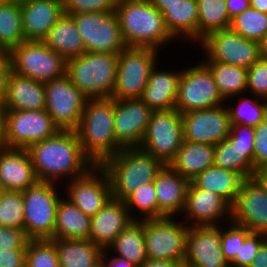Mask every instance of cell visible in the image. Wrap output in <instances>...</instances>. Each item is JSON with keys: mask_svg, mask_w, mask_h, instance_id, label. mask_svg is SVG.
I'll return each instance as SVG.
<instances>
[{"mask_svg": "<svg viewBox=\"0 0 267 267\" xmlns=\"http://www.w3.org/2000/svg\"><path fill=\"white\" fill-rule=\"evenodd\" d=\"M37 182L27 149L8 147L0 149V185L4 190L24 191Z\"/></svg>", "mask_w": 267, "mask_h": 267, "instance_id": "cell-25", "label": "cell"}, {"mask_svg": "<svg viewBox=\"0 0 267 267\" xmlns=\"http://www.w3.org/2000/svg\"><path fill=\"white\" fill-rule=\"evenodd\" d=\"M59 130L45 109L4 110L5 147L27 149L33 143L54 136Z\"/></svg>", "mask_w": 267, "mask_h": 267, "instance_id": "cell-13", "label": "cell"}, {"mask_svg": "<svg viewBox=\"0 0 267 267\" xmlns=\"http://www.w3.org/2000/svg\"><path fill=\"white\" fill-rule=\"evenodd\" d=\"M20 8L26 41H42L64 14L63 0H27Z\"/></svg>", "mask_w": 267, "mask_h": 267, "instance_id": "cell-22", "label": "cell"}, {"mask_svg": "<svg viewBox=\"0 0 267 267\" xmlns=\"http://www.w3.org/2000/svg\"><path fill=\"white\" fill-rule=\"evenodd\" d=\"M185 262L205 267H231L221 251L220 225L189 226Z\"/></svg>", "mask_w": 267, "mask_h": 267, "instance_id": "cell-20", "label": "cell"}, {"mask_svg": "<svg viewBox=\"0 0 267 267\" xmlns=\"http://www.w3.org/2000/svg\"><path fill=\"white\" fill-rule=\"evenodd\" d=\"M174 217L144 220V238L148 259L185 261L186 234L189 226Z\"/></svg>", "mask_w": 267, "mask_h": 267, "instance_id": "cell-12", "label": "cell"}, {"mask_svg": "<svg viewBox=\"0 0 267 267\" xmlns=\"http://www.w3.org/2000/svg\"><path fill=\"white\" fill-rule=\"evenodd\" d=\"M45 110L60 130L75 131L79 125L87 98L67 74L45 82Z\"/></svg>", "mask_w": 267, "mask_h": 267, "instance_id": "cell-14", "label": "cell"}, {"mask_svg": "<svg viewBox=\"0 0 267 267\" xmlns=\"http://www.w3.org/2000/svg\"><path fill=\"white\" fill-rule=\"evenodd\" d=\"M5 2H7L6 0H0V4H4Z\"/></svg>", "mask_w": 267, "mask_h": 267, "instance_id": "cell-65", "label": "cell"}, {"mask_svg": "<svg viewBox=\"0 0 267 267\" xmlns=\"http://www.w3.org/2000/svg\"><path fill=\"white\" fill-rule=\"evenodd\" d=\"M119 257L128 260L136 267H140L148 260L144 238V220H133L116 237L107 248Z\"/></svg>", "mask_w": 267, "mask_h": 267, "instance_id": "cell-33", "label": "cell"}, {"mask_svg": "<svg viewBox=\"0 0 267 267\" xmlns=\"http://www.w3.org/2000/svg\"><path fill=\"white\" fill-rule=\"evenodd\" d=\"M25 267H60L55 243L51 239L29 240Z\"/></svg>", "mask_w": 267, "mask_h": 267, "instance_id": "cell-43", "label": "cell"}, {"mask_svg": "<svg viewBox=\"0 0 267 267\" xmlns=\"http://www.w3.org/2000/svg\"><path fill=\"white\" fill-rule=\"evenodd\" d=\"M26 249L0 250V267H25Z\"/></svg>", "mask_w": 267, "mask_h": 267, "instance_id": "cell-51", "label": "cell"}, {"mask_svg": "<svg viewBox=\"0 0 267 267\" xmlns=\"http://www.w3.org/2000/svg\"><path fill=\"white\" fill-rule=\"evenodd\" d=\"M249 267H267V239L263 242Z\"/></svg>", "mask_w": 267, "mask_h": 267, "instance_id": "cell-55", "label": "cell"}, {"mask_svg": "<svg viewBox=\"0 0 267 267\" xmlns=\"http://www.w3.org/2000/svg\"><path fill=\"white\" fill-rule=\"evenodd\" d=\"M133 220H147L158 218V204L155 193L154 181L144 183L124 200ZM138 210L143 217L137 218L133 210ZM133 212V213H132Z\"/></svg>", "mask_w": 267, "mask_h": 267, "instance_id": "cell-41", "label": "cell"}, {"mask_svg": "<svg viewBox=\"0 0 267 267\" xmlns=\"http://www.w3.org/2000/svg\"><path fill=\"white\" fill-rule=\"evenodd\" d=\"M162 14L167 10V6L175 5L181 0H149Z\"/></svg>", "mask_w": 267, "mask_h": 267, "instance_id": "cell-57", "label": "cell"}, {"mask_svg": "<svg viewBox=\"0 0 267 267\" xmlns=\"http://www.w3.org/2000/svg\"><path fill=\"white\" fill-rule=\"evenodd\" d=\"M75 131L82 151L94 165L123 148L115 137L113 98L88 99Z\"/></svg>", "mask_w": 267, "mask_h": 267, "instance_id": "cell-2", "label": "cell"}, {"mask_svg": "<svg viewBox=\"0 0 267 267\" xmlns=\"http://www.w3.org/2000/svg\"><path fill=\"white\" fill-rule=\"evenodd\" d=\"M230 29L246 39L259 42L267 34V14L250 6L231 20Z\"/></svg>", "mask_w": 267, "mask_h": 267, "instance_id": "cell-40", "label": "cell"}, {"mask_svg": "<svg viewBox=\"0 0 267 267\" xmlns=\"http://www.w3.org/2000/svg\"><path fill=\"white\" fill-rule=\"evenodd\" d=\"M154 111L140 98L114 99V132L122 147H139Z\"/></svg>", "mask_w": 267, "mask_h": 267, "instance_id": "cell-19", "label": "cell"}, {"mask_svg": "<svg viewBox=\"0 0 267 267\" xmlns=\"http://www.w3.org/2000/svg\"><path fill=\"white\" fill-rule=\"evenodd\" d=\"M266 239L267 234L251 232L240 245L239 253L236 254L230 266L249 267Z\"/></svg>", "mask_w": 267, "mask_h": 267, "instance_id": "cell-46", "label": "cell"}, {"mask_svg": "<svg viewBox=\"0 0 267 267\" xmlns=\"http://www.w3.org/2000/svg\"><path fill=\"white\" fill-rule=\"evenodd\" d=\"M100 166L109 178L112 197L124 201L144 183L153 182L164 164L139 147H123Z\"/></svg>", "mask_w": 267, "mask_h": 267, "instance_id": "cell-4", "label": "cell"}, {"mask_svg": "<svg viewBox=\"0 0 267 267\" xmlns=\"http://www.w3.org/2000/svg\"><path fill=\"white\" fill-rule=\"evenodd\" d=\"M183 141L181 113L175 108L154 111L139 148L169 165Z\"/></svg>", "mask_w": 267, "mask_h": 267, "instance_id": "cell-9", "label": "cell"}, {"mask_svg": "<svg viewBox=\"0 0 267 267\" xmlns=\"http://www.w3.org/2000/svg\"><path fill=\"white\" fill-rule=\"evenodd\" d=\"M28 241L24 229L0 227V250L26 249Z\"/></svg>", "mask_w": 267, "mask_h": 267, "instance_id": "cell-49", "label": "cell"}, {"mask_svg": "<svg viewBox=\"0 0 267 267\" xmlns=\"http://www.w3.org/2000/svg\"><path fill=\"white\" fill-rule=\"evenodd\" d=\"M182 213L189 219L184 220L188 226L220 225L223 218L228 217L225 220L230 222L231 205L217 193L197 188L190 181Z\"/></svg>", "mask_w": 267, "mask_h": 267, "instance_id": "cell-21", "label": "cell"}, {"mask_svg": "<svg viewBox=\"0 0 267 267\" xmlns=\"http://www.w3.org/2000/svg\"><path fill=\"white\" fill-rule=\"evenodd\" d=\"M5 147L4 140V108L0 104V149Z\"/></svg>", "mask_w": 267, "mask_h": 267, "instance_id": "cell-60", "label": "cell"}, {"mask_svg": "<svg viewBox=\"0 0 267 267\" xmlns=\"http://www.w3.org/2000/svg\"><path fill=\"white\" fill-rule=\"evenodd\" d=\"M215 145L183 141L176 157L169 164L176 172L191 181L214 165Z\"/></svg>", "mask_w": 267, "mask_h": 267, "instance_id": "cell-28", "label": "cell"}, {"mask_svg": "<svg viewBox=\"0 0 267 267\" xmlns=\"http://www.w3.org/2000/svg\"><path fill=\"white\" fill-rule=\"evenodd\" d=\"M2 106L4 110L45 109L44 83L11 71Z\"/></svg>", "mask_w": 267, "mask_h": 267, "instance_id": "cell-26", "label": "cell"}, {"mask_svg": "<svg viewBox=\"0 0 267 267\" xmlns=\"http://www.w3.org/2000/svg\"><path fill=\"white\" fill-rule=\"evenodd\" d=\"M163 19L166 29L175 40L184 37L187 41L198 43L197 0H181L175 5L167 6Z\"/></svg>", "mask_w": 267, "mask_h": 267, "instance_id": "cell-29", "label": "cell"}, {"mask_svg": "<svg viewBox=\"0 0 267 267\" xmlns=\"http://www.w3.org/2000/svg\"><path fill=\"white\" fill-rule=\"evenodd\" d=\"M203 63L209 68L220 94L226 101L237 95L246 94V68L217 61H204Z\"/></svg>", "mask_w": 267, "mask_h": 267, "instance_id": "cell-36", "label": "cell"}, {"mask_svg": "<svg viewBox=\"0 0 267 267\" xmlns=\"http://www.w3.org/2000/svg\"><path fill=\"white\" fill-rule=\"evenodd\" d=\"M6 1H8V2H15V3L21 4V3L26 2L27 0H6Z\"/></svg>", "mask_w": 267, "mask_h": 267, "instance_id": "cell-63", "label": "cell"}, {"mask_svg": "<svg viewBox=\"0 0 267 267\" xmlns=\"http://www.w3.org/2000/svg\"><path fill=\"white\" fill-rule=\"evenodd\" d=\"M55 182L38 181L22 191L24 231L29 240H53L57 207L61 197Z\"/></svg>", "mask_w": 267, "mask_h": 267, "instance_id": "cell-6", "label": "cell"}, {"mask_svg": "<svg viewBox=\"0 0 267 267\" xmlns=\"http://www.w3.org/2000/svg\"><path fill=\"white\" fill-rule=\"evenodd\" d=\"M31 157L38 181L58 182L85 175L94 163L84 154L76 131L59 130L54 136L31 144Z\"/></svg>", "mask_w": 267, "mask_h": 267, "instance_id": "cell-1", "label": "cell"}, {"mask_svg": "<svg viewBox=\"0 0 267 267\" xmlns=\"http://www.w3.org/2000/svg\"><path fill=\"white\" fill-rule=\"evenodd\" d=\"M60 267H98L103 249L89 239H53Z\"/></svg>", "mask_w": 267, "mask_h": 267, "instance_id": "cell-30", "label": "cell"}, {"mask_svg": "<svg viewBox=\"0 0 267 267\" xmlns=\"http://www.w3.org/2000/svg\"><path fill=\"white\" fill-rule=\"evenodd\" d=\"M238 100L240 102H237L235 108L227 107L230 124H242L256 127L267 117V100L254 95L248 98L243 96Z\"/></svg>", "mask_w": 267, "mask_h": 267, "instance_id": "cell-39", "label": "cell"}, {"mask_svg": "<svg viewBox=\"0 0 267 267\" xmlns=\"http://www.w3.org/2000/svg\"><path fill=\"white\" fill-rule=\"evenodd\" d=\"M118 0H63L66 15L88 12H113Z\"/></svg>", "mask_w": 267, "mask_h": 267, "instance_id": "cell-47", "label": "cell"}, {"mask_svg": "<svg viewBox=\"0 0 267 267\" xmlns=\"http://www.w3.org/2000/svg\"><path fill=\"white\" fill-rule=\"evenodd\" d=\"M228 225H230L229 228L225 230L221 227V251L230 264L251 231L233 222H229Z\"/></svg>", "mask_w": 267, "mask_h": 267, "instance_id": "cell-44", "label": "cell"}, {"mask_svg": "<svg viewBox=\"0 0 267 267\" xmlns=\"http://www.w3.org/2000/svg\"><path fill=\"white\" fill-rule=\"evenodd\" d=\"M11 70L39 82L66 74V59L42 41H25L8 52Z\"/></svg>", "mask_w": 267, "mask_h": 267, "instance_id": "cell-8", "label": "cell"}, {"mask_svg": "<svg viewBox=\"0 0 267 267\" xmlns=\"http://www.w3.org/2000/svg\"><path fill=\"white\" fill-rule=\"evenodd\" d=\"M117 64L118 54L85 52L66 60V74L87 98H111Z\"/></svg>", "mask_w": 267, "mask_h": 267, "instance_id": "cell-5", "label": "cell"}, {"mask_svg": "<svg viewBox=\"0 0 267 267\" xmlns=\"http://www.w3.org/2000/svg\"><path fill=\"white\" fill-rule=\"evenodd\" d=\"M254 168L255 172L267 167V117L254 127Z\"/></svg>", "mask_w": 267, "mask_h": 267, "instance_id": "cell-48", "label": "cell"}, {"mask_svg": "<svg viewBox=\"0 0 267 267\" xmlns=\"http://www.w3.org/2000/svg\"><path fill=\"white\" fill-rule=\"evenodd\" d=\"M260 58L267 60V34L259 41Z\"/></svg>", "mask_w": 267, "mask_h": 267, "instance_id": "cell-61", "label": "cell"}, {"mask_svg": "<svg viewBox=\"0 0 267 267\" xmlns=\"http://www.w3.org/2000/svg\"><path fill=\"white\" fill-rule=\"evenodd\" d=\"M243 180L237 173L213 165L199 173L191 182L197 188L217 193L232 205Z\"/></svg>", "mask_w": 267, "mask_h": 267, "instance_id": "cell-34", "label": "cell"}, {"mask_svg": "<svg viewBox=\"0 0 267 267\" xmlns=\"http://www.w3.org/2000/svg\"><path fill=\"white\" fill-rule=\"evenodd\" d=\"M230 221L251 232L267 234V194L254 177L241 183L231 205Z\"/></svg>", "mask_w": 267, "mask_h": 267, "instance_id": "cell-18", "label": "cell"}, {"mask_svg": "<svg viewBox=\"0 0 267 267\" xmlns=\"http://www.w3.org/2000/svg\"><path fill=\"white\" fill-rule=\"evenodd\" d=\"M42 42L66 60L86 52L74 19L66 14L50 28Z\"/></svg>", "mask_w": 267, "mask_h": 267, "instance_id": "cell-31", "label": "cell"}, {"mask_svg": "<svg viewBox=\"0 0 267 267\" xmlns=\"http://www.w3.org/2000/svg\"><path fill=\"white\" fill-rule=\"evenodd\" d=\"M230 20L250 7V0H225Z\"/></svg>", "mask_w": 267, "mask_h": 267, "instance_id": "cell-54", "label": "cell"}, {"mask_svg": "<svg viewBox=\"0 0 267 267\" xmlns=\"http://www.w3.org/2000/svg\"><path fill=\"white\" fill-rule=\"evenodd\" d=\"M157 65L151 70L147 85L141 96L153 111L171 110L175 108L180 71L157 70Z\"/></svg>", "mask_w": 267, "mask_h": 267, "instance_id": "cell-27", "label": "cell"}, {"mask_svg": "<svg viewBox=\"0 0 267 267\" xmlns=\"http://www.w3.org/2000/svg\"><path fill=\"white\" fill-rule=\"evenodd\" d=\"M3 191H4V188L0 185V197H1L2 193H3Z\"/></svg>", "mask_w": 267, "mask_h": 267, "instance_id": "cell-64", "label": "cell"}, {"mask_svg": "<svg viewBox=\"0 0 267 267\" xmlns=\"http://www.w3.org/2000/svg\"><path fill=\"white\" fill-rule=\"evenodd\" d=\"M11 71V62L8 52H2L0 54V104L3 103L7 80Z\"/></svg>", "mask_w": 267, "mask_h": 267, "instance_id": "cell-52", "label": "cell"}, {"mask_svg": "<svg viewBox=\"0 0 267 267\" xmlns=\"http://www.w3.org/2000/svg\"><path fill=\"white\" fill-rule=\"evenodd\" d=\"M198 43L209 33L229 29L231 20L225 0H197Z\"/></svg>", "mask_w": 267, "mask_h": 267, "instance_id": "cell-38", "label": "cell"}, {"mask_svg": "<svg viewBox=\"0 0 267 267\" xmlns=\"http://www.w3.org/2000/svg\"><path fill=\"white\" fill-rule=\"evenodd\" d=\"M181 264L168 260H153L148 259L140 267H180Z\"/></svg>", "mask_w": 267, "mask_h": 267, "instance_id": "cell-56", "label": "cell"}, {"mask_svg": "<svg viewBox=\"0 0 267 267\" xmlns=\"http://www.w3.org/2000/svg\"><path fill=\"white\" fill-rule=\"evenodd\" d=\"M115 12L127 47L160 50L174 40L165 27L163 14L149 0H118Z\"/></svg>", "mask_w": 267, "mask_h": 267, "instance_id": "cell-3", "label": "cell"}, {"mask_svg": "<svg viewBox=\"0 0 267 267\" xmlns=\"http://www.w3.org/2000/svg\"><path fill=\"white\" fill-rule=\"evenodd\" d=\"M247 91L246 93L267 100V60L259 58L247 69Z\"/></svg>", "mask_w": 267, "mask_h": 267, "instance_id": "cell-45", "label": "cell"}, {"mask_svg": "<svg viewBox=\"0 0 267 267\" xmlns=\"http://www.w3.org/2000/svg\"><path fill=\"white\" fill-rule=\"evenodd\" d=\"M206 59L250 68L259 58V42L246 39L230 28L209 33L200 42Z\"/></svg>", "mask_w": 267, "mask_h": 267, "instance_id": "cell-15", "label": "cell"}, {"mask_svg": "<svg viewBox=\"0 0 267 267\" xmlns=\"http://www.w3.org/2000/svg\"><path fill=\"white\" fill-rule=\"evenodd\" d=\"M253 177L259 182L267 194V167L257 170Z\"/></svg>", "mask_w": 267, "mask_h": 267, "instance_id": "cell-58", "label": "cell"}, {"mask_svg": "<svg viewBox=\"0 0 267 267\" xmlns=\"http://www.w3.org/2000/svg\"><path fill=\"white\" fill-rule=\"evenodd\" d=\"M189 183L188 179L176 172L170 165L163 166L154 180L158 218L182 214Z\"/></svg>", "mask_w": 267, "mask_h": 267, "instance_id": "cell-24", "label": "cell"}, {"mask_svg": "<svg viewBox=\"0 0 267 267\" xmlns=\"http://www.w3.org/2000/svg\"><path fill=\"white\" fill-rule=\"evenodd\" d=\"M184 141L217 145L228 138L230 119L224 104L181 114Z\"/></svg>", "mask_w": 267, "mask_h": 267, "instance_id": "cell-16", "label": "cell"}, {"mask_svg": "<svg viewBox=\"0 0 267 267\" xmlns=\"http://www.w3.org/2000/svg\"><path fill=\"white\" fill-rule=\"evenodd\" d=\"M180 267H205L199 264H194V263H188V262H183Z\"/></svg>", "mask_w": 267, "mask_h": 267, "instance_id": "cell-62", "label": "cell"}, {"mask_svg": "<svg viewBox=\"0 0 267 267\" xmlns=\"http://www.w3.org/2000/svg\"><path fill=\"white\" fill-rule=\"evenodd\" d=\"M0 227L24 229L22 191H3L0 197Z\"/></svg>", "mask_w": 267, "mask_h": 267, "instance_id": "cell-42", "label": "cell"}, {"mask_svg": "<svg viewBox=\"0 0 267 267\" xmlns=\"http://www.w3.org/2000/svg\"><path fill=\"white\" fill-rule=\"evenodd\" d=\"M250 6L253 9L267 14V0H250Z\"/></svg>", "mask_w": 267, "mask_h": 267, "instance_id": "cell-59", "label": "cell"}, {"mask_svg": "<svg viewBox=\"0 0 267 267\" xmlns=\"http://www.w3.org/2000/svg\"><path fill=\"white\" fill-rule=\"evenodd\" d=\"M70 16L76 23L86 52L119 54L127 47L115 11L78 13Z\"/></svg>", "mask_w": 267, "mask_h": 267, "instance_id": "cell-10", "label": "cell"}, {"mask_svg": "<svg viewBox=\"0 0 267 267\" xmlns=\"http://www.w3.org/2000/svg\"><path fill=\"white\" fill-rule=\"evenodd\" d=\"M214 165L233 171L243 179L253 177L254 149H241L229 138L215 145Z\"/></svg>", "mask_w": 267, "mask_h": 267, "instance_id": "cell-35", "label": "cell"}, {"mask_svg": "<svg viewBox=\"0 0 267 267\" xmlns=\"http://www.w3.org/2000/svg\"><path fill=\"white\" fill-rule=\"evenodd\" d=\"M182 70L175 104V109L181 114L217 107L224 104V101L226 103L204 63Z\"/></svg>", "mask_w": 267, "mask_h": 267, "instance_id": "cell-11", "label": "cell"}, {"mask_svg": "<svg viewBox=\"0 0 267 267\" xmlns=\"http://www.w3.org/2000/svg\"><path fill=\"white\" fill-rule=\"evenodd\" d=\"M107 249H104L102 254H101V258H100V265L101 267H136L135 265H133L132 263H130L128 260L121 258L119 256H116L114 254L113 257H109V259L107 260L109 253Z\"/></svg>", "mask_w": 267, "mask_h": 267, "instance_id": "cell-53", "label": "cell"}, {"mask_svg": "<svg viewBox=\"0 0 267 267\" xmlns=\"http://www.w3.org/2000/svg\"><path fill=\"white\" fill-rule=\"evenodd\" d=\"M68 183L66 199L91 217L112 198L109 178L100 165L93 166L85 175Z\"/></svg>", "mask_w": 267, "mask_h": 267, "instance_id": "cell-17", "label": "cell"}, {"mask_svg": "<svg viewBox=\"0 0 267 267\" xmlns=\"http://www.w3.org/2000/svg\"><path fill=\"white\" fill-rule=\"evenodd\" d=\"M228 138L241 149H254V127L242 124H231Z\"/></svg>", "mask_w": 267, "mask_h": 267, "instance_id": "cell-50", "label": "cell"}, {"mask_svg": "<svg viewBox=\"0 0 267 267\" xmlns=\"http://www.w3.org/2000/svg\"><path fill=\"white\" fill-rule=\"evenodd\" d=\"M91 216L84 214L68 199L61 198L57 207L53 239H89Z\"/></svg>", "mask_w": 267, "mask_h": 267, "instance_id": "cell-32", "label": "cell"}, {"mask_svg": "<svg viewBox=\"0 0 267 267\" xmlns=\"http://www.w3.org/2000/svg\"><path fill=\"white\" fill-rule=\"evenodd\" d=\"M25 41L20 4L8 1L0 4V49L9 52Z\"/></svg>", "mask_w": 267, "mask_h": 267, "instance_id": "cell-37", "label": "cell"}, {"mask_svg": "<svg viewBox=\"0 0 267 267\" xmlns=\"http://www.w3.org/2000/svg\"><path fill=\"white\" fill-rule=\"evenodd\" d=\"M159 50L149 47H126L118 54L116 83L111 98H141L151 70L158 63Z\"/></svg>", "mask_w": 267, "mask_h": 267, "instance_id": "cell-7", "label": "cell"}, {"mask_svg": "<svg viewBox=\"0 0 267 267\" xmlns=\"http://www.w3.org/2000/svg\"><path fill=\"white\" fill-rule=\"evenodd\" d=\"M132 221L125 202L112 197L96 215L91 217L89 240L103 250L107 249L115 237Z\"/></svg>", "mask_w": 267, "mask_h": 267, "instance_id": "cell-23", "label": "cell"}]
</instances>
